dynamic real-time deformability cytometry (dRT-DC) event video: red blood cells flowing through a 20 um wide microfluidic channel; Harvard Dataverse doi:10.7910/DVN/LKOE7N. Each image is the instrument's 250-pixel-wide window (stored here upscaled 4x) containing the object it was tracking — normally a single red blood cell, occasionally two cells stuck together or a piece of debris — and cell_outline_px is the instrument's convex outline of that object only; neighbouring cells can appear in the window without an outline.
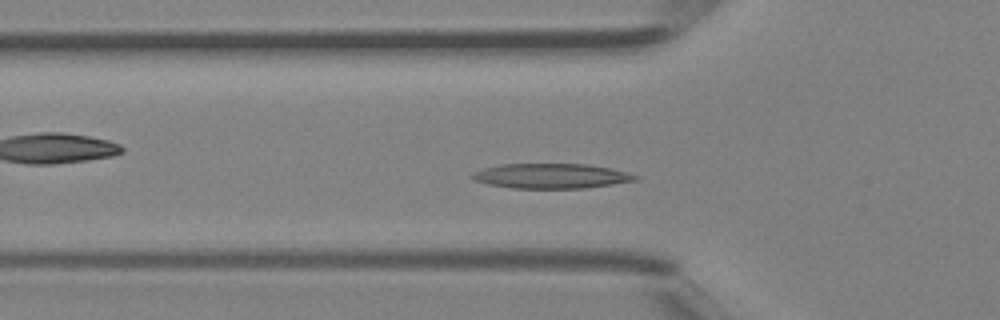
{"species": "Egyptian fruit bat (a non-hibernating species)", "species_latin": "Rousettus aegyptiacus", "temperature_condition": "room temperature", "stored_images_in_passage": 32, "camera_frame_rate_fps": 3000, "um_per_image_px": 0.085, "animal": {"sex": "female"}, "frame": {"image": 1, "passage_image": 3, "time_ms": 0.667, "image_size_px": [1000, 320], "cell_outline_px": [[640, 180], [584, 188], [512, 188], [488, 184], [476, 180], [472, 176], [472, 172], [484, 168], [500, 164], [588, 164], [612, 168], [640, 176]], "centroid_in_image_um": [46.9, 14.95], "position_along_channel_um": 78.9, "area_um2": 23.64}}
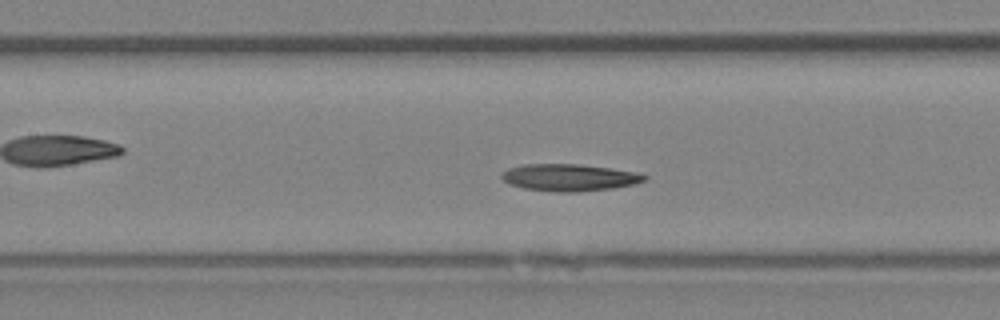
{"frame": {"image": 2, "passage_image": 8, "time_ms": 2.333, "image_size_px": [1000, 320], "cell_outline_px": [[648, 180], [636, 184], [612, 188], [580, 192], [556, 192], [524, 188], [508, 184], [500, 176], [508, 168], [524, 164], [576, 164], [612, 168], [636, 172], [648, 176]], "centroid_in_image_um": [48.43, 15.09], "position_along_channel_um": 159.0, "area_um2": 22.6}}
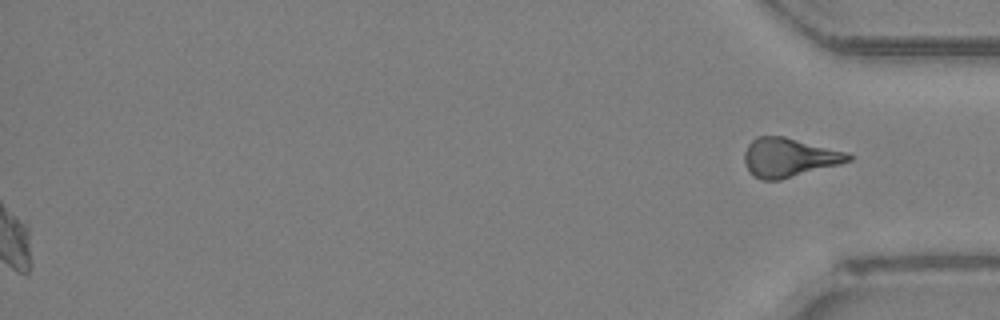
{"frame": {"image": 3, "passage_image": 32, "time_ms": 10.333, "image_size_px": [1000, 320], "cell_outline_px": [[852, 160], [840, 164], [780, 180], [760, 180], [752, 176], [748, 172], [744, 160], [744, 152], [748, 144], [756, 136], [784, 136], [848, 152], [852, 156]], "centroid_in_image_um": [67.04, 13.39], "position_along_channel_um": 368.2, "area_um2": 23.81}}